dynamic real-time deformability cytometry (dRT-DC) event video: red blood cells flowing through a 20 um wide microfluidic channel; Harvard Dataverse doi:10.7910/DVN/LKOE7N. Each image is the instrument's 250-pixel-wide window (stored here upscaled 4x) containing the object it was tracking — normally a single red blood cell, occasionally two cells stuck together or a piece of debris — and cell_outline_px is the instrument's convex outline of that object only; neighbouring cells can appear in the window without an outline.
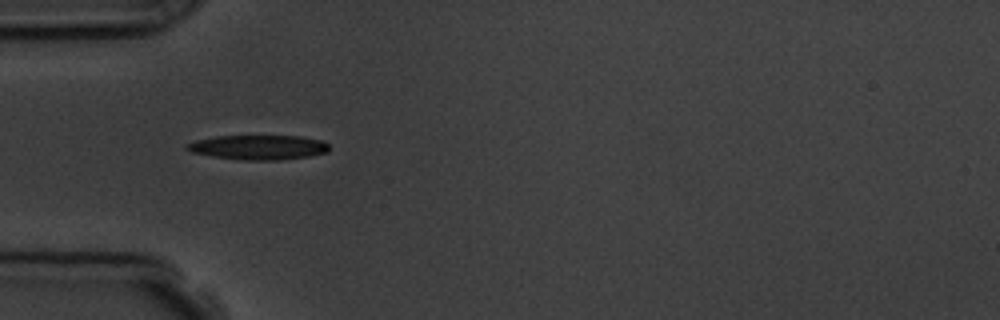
{"species": "common noctule bat (a hibernating species)", "species_latin": "Nyctalus noctula", "temperature_condition": "room temperature", "stored_images_in_passage": 3, "camera_frame_rate_fps": 3000, "um_per_image_px": 0.085, "animal": {"sex": "male", "body_mass_g": 19.5, "forearm_length_mm": 54.6}, "frame": {"image": 1, "passage_image": 3, "time_ms": 2.333, "image_size_px": [1000, 320], "cell_outline_px": [[328, 152], [312, 156], [280, 160], [244, 160], [212, 156], [192, 152], [184, 148], [184, 144], [196, 140], [216, 136], [300, 136], [320, 140], [328, 144]], "centroid_in_image_um": [21.95, 12.52], "position_along_channel_um": 63.0, "area_um2": 20.46}}